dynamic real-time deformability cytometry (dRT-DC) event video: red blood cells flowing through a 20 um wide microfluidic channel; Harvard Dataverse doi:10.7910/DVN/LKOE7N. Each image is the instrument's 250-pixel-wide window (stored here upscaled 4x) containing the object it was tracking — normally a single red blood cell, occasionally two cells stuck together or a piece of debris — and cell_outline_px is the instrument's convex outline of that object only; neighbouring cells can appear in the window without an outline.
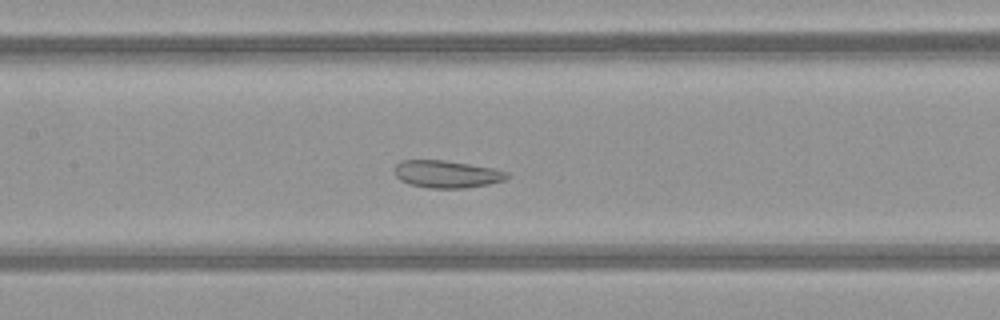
{"species": "common noctule bat (a hibernating species)", "species_latin": "Nyctalus noctula", "temperature_condition": "warm", "stored_images_in_passage": 49, "camera_frame_rate_fps": 3000, "um_per_image_px": 0.085, "animal": {"sex": "female", "body_mass_g": 21.9}, "frame": {"image": 1, "passage_image": 23, "time_ms": 7.333, "image_size_px": [1000, 320], "cell_outline_px": [[508, 176], [504, 180], [488, 184], [464, 188], [428, 188], [408, 184], [400, 180], [396, 176], [396, 164], [400, 160], [444, 160], [492, 168], [508, 172]], "centroid_in_image_um": [37.94, 14.8], "position_along_channel_um": 169.5, "area_um2": 17.8}}
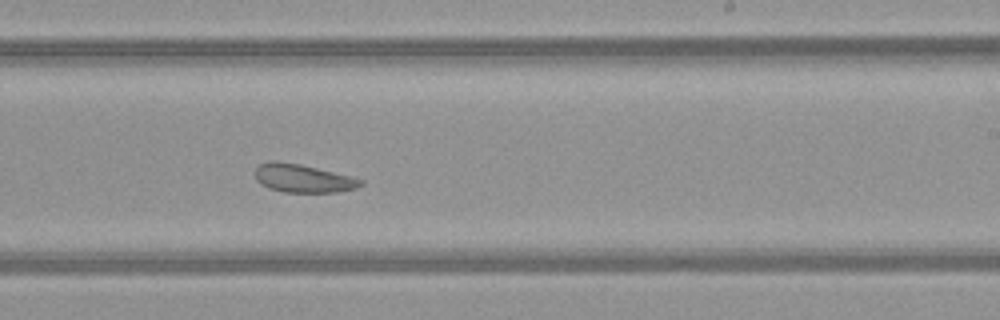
{"frame": {"image": 2, "passage_image": 30, "time_ms": 9.667, "image_size_px": [1000, 320], "cell_outline_px": [[364, 184], [356, 188], [336, 192], [284, 192], [268, 188], [256, 180], [256, 168], [260, 164], [268, 160], [276, 160], [300, 164], [352, 176], [364, 180]], "centroid_in_image_um": [25.76, 15.15], "position_along_channel_um": 263.2, "area_um2": 17.46}}
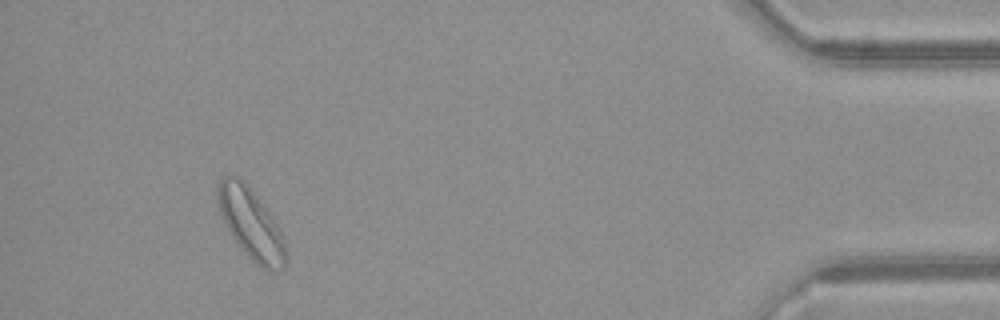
{"frame": {"image": 3, "passage_image": 46, "time_ms": 15.0, "image_size_px": [1000, 320], "cell_outline_px": [[288, 256], [284, 268], [280, 272], [272, 272], [256, 264], [244, 252], [228, 232], [216, 204], [216, 184], [220, 176], [236, 176], [264, 204], [272, 216], [284, 240]], "centroid_in_image_um": [21.31, 19.05], "position_along_channel_um": 413.9, "area_um2": 28.26}, "authors_computed_cell_mechanics": {"area_um2": 22.3108, "velocity_mm_per_s": 4.0398, "shape_relaxation_time_tau1_ms": null, "shape_relaxation_time_tau2_ms": 1.7258, "deformation_change_tau1": null, "deformation_change_tau2": 0.0795}}